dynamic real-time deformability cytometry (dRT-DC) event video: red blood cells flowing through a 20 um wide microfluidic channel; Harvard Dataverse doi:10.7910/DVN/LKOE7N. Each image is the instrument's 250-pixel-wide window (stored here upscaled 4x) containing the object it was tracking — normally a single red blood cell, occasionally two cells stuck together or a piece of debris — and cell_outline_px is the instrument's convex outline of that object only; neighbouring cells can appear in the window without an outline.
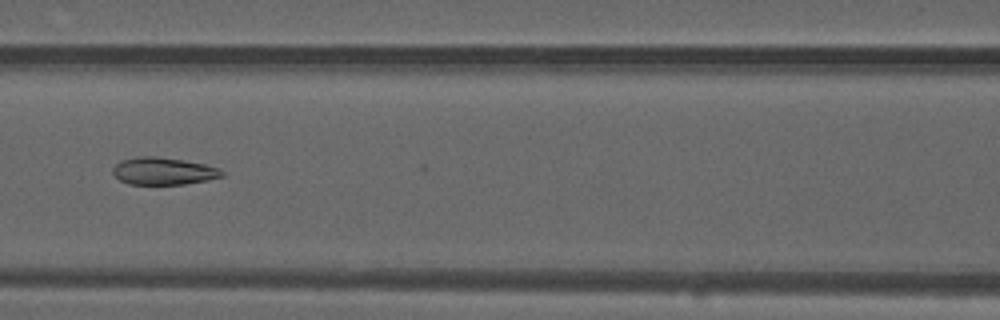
{"species": "common noctule bat (a hibernating species)", "species_latin": "Nyctalus noctula", "temperature_condition": "warm", "stored_images_in_passage": 53, "camera_frame_rate_fps": 3000, "um_per_image_px": 0.085, "animal": {"sex": "male", "forearm_length_mm": 52.5}, "frame": {"image": 1, "passage_image": 24, "time_ms": 7.667, "image_size_px": [1000, 320], "cell_outline_px": [[224, 176], [208, 180], [184, 184], [128, 184], [120, 180], [112, 172], [112, 168], [120, 160], [140, 156], [156, 156], [204, 164], [216, 168], [224, 172]], "centroid_in_image_um": [13.86, 14.55], "position_along_channel_um": 152.7, "area_um2": 17.22}}
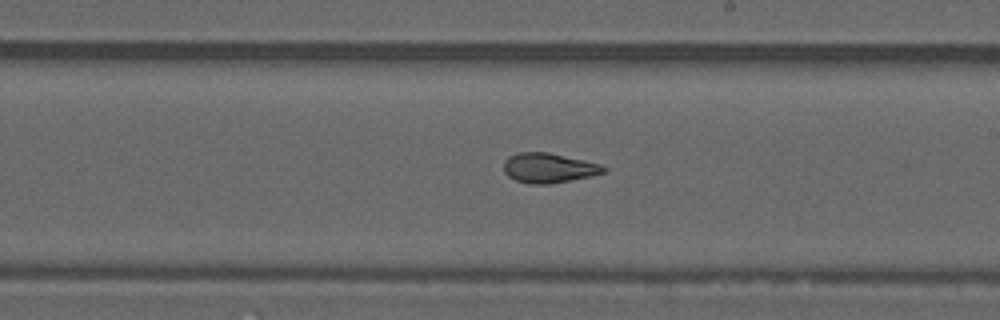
{"frame": {"image": 2, "passage_image": 31, "time_ms": 10.0, "image_size_px": [1000, 320], "cell_outline_px": [[608, 168], [604, 172], [592, 176], [552, 184], [532, 184], [516, 180], [508, 176], [504, 172], [504, 160], [508, 156], [516, 152], [548, 152], [600, 164]], "centroid_in_image_um": [46.62, 14.27], "position_along_channel_um": 242.4, "area_um2": 17.4}}
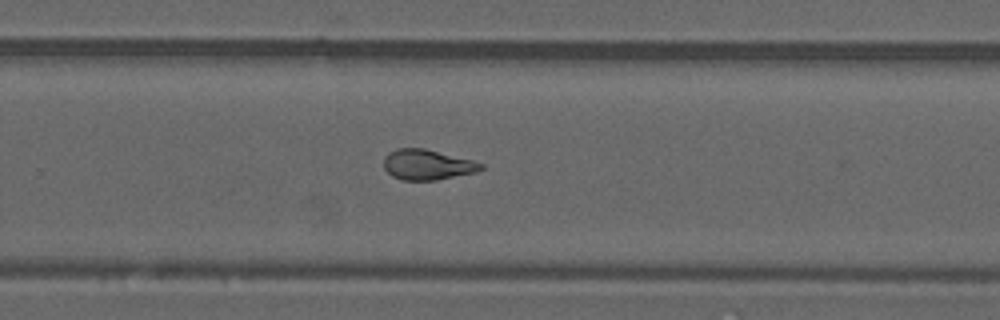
{"frame": {"image": 3, "passage_image": 35, "time_ms": 11.333, "image_size_px": [1000, 320], "cell_outline_px": [[484, 168], [476, 172], [436, 180], [400, 180], [392, 176], [384, 168], [384, 156], [388, 152], [396, 148], [424, 148], [472, 160], [484, 164]], "centroid_in_image_um": [36.3, 13.99], "position_along_channel_um": 293.5, "area_um2": 17.22}, "authors_computed_cell_mechanics": {"area_um2": 18.207, "velocity_mm_per_s": 3.8524, "shape_relaxation_time_tau1_ms": null, "shape_relaxation_time_tau2_ms": 2.2368, "deformation_change_tau1": null, "deformation_change_tau2": 0.1}}